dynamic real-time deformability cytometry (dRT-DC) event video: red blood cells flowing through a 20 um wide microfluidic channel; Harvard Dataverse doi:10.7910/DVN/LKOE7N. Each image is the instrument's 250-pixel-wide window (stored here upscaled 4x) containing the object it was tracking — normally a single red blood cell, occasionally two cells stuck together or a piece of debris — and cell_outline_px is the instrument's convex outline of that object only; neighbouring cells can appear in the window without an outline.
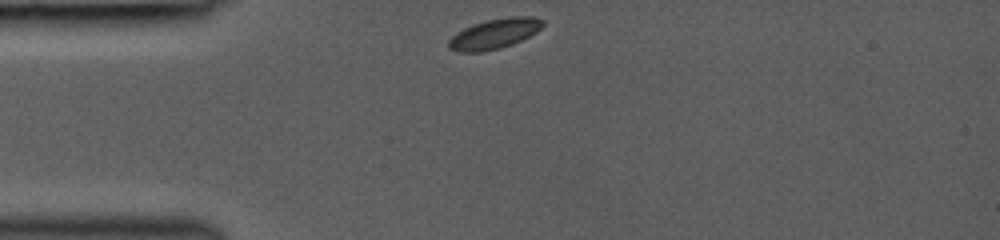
{"species": "common noctule bat (a hibernating species)", "species_latin": "Nyctalus noctula", "temperature_condition": "room temperature", "stored_images_in_passage": 11, "camera_frame_rate_fps": 3000, "um_per_image_px": 0.085, "animal": {"sex": "female", "body_mass_g": 19.0, "forearm_length_mm": 53.3}, "frame": {"image": 1, "passage_image": 1, "time_ms": 0.0, "image_size_px": [1000, 240], "cell_outline_px": [[544, 24], [536, 32], [512, 44], [500, 48], [480, 52], [460, 52], [448, 48], [448, 40], [456, 32], [472, 24], [488, 20], [508, 16], [532, 16], [544, 20]], "centroid_in_image_um": [42.01, 2.86], "position_along_channel_um": 43.0, "area_um2": 16.47}}
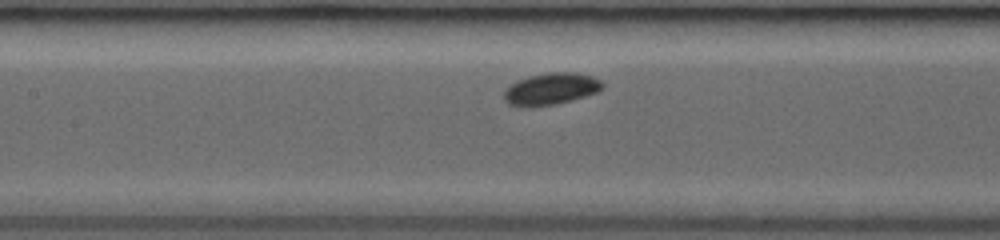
{"frame": {"image": 2, "passage_image": 8, "time_ms": 3.333, "image_size_px": [1000, 240], "cell_outline_px": [[604, 88], [596, 92], [572, 100], [556, 104], [532, 108], [520, 108], [508, 104], [504, 100], [504, 92], [516, 80], [528, 76], [548, 72], [576, 72], [592, 76], [600, 80], [604, 84]], "centroid_in_image_um": [46.81, 7.57], "position_along_channel_um": 160.6, "area_um2": 18.61}}
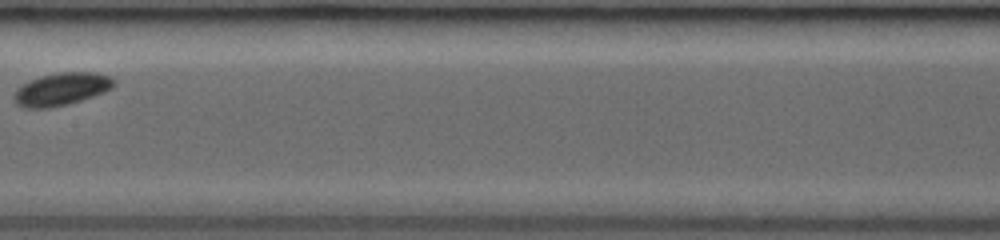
{"frame": {"image": 3, "passage_image": 10, "time_ms": 4.333, "image_size_px": [1000, 240], "cell_outline_px": [[116, 84], [112, 88], [104, 92], [68, 104], [48, 108], [24, 108], [16, 104], [12, 96], [16, 88], [32, 80], [44, 76], [60, 72], [96, 72], [112, 76], [116, 80]], "centroid_in_image_um": [5.25, 7.57], "position_along_channel_um": 202.1, "area_um2": 19.02}}